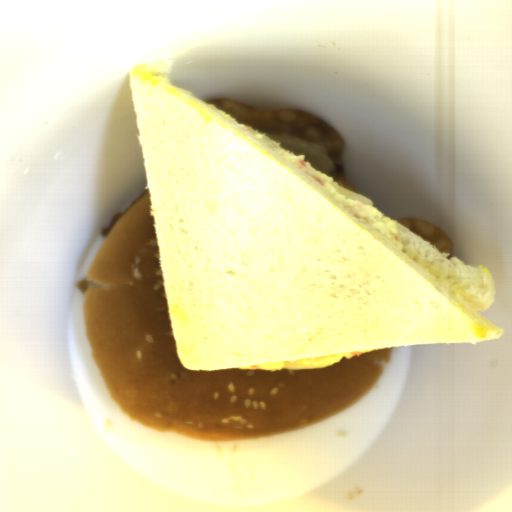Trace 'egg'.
<instances>
[{"mask_svg": "<svg viewBox=\"0 0 512 512\" xmlns=\"http://www.w3.org/2000/svg\"><path fill=\"white\" fill-rule=\"evenodd\" d=\"M375 349L356 352L335 353L296 361L252 364L243 367L233 368L235 370H263L275 372L281 369H319L337 363L343 358L350 359L353 356L365 354Z\"/></svg>", "mask_w": 512, "mask_h": 512, "instance_id": "1", "label": "egg"}]
</instances>
